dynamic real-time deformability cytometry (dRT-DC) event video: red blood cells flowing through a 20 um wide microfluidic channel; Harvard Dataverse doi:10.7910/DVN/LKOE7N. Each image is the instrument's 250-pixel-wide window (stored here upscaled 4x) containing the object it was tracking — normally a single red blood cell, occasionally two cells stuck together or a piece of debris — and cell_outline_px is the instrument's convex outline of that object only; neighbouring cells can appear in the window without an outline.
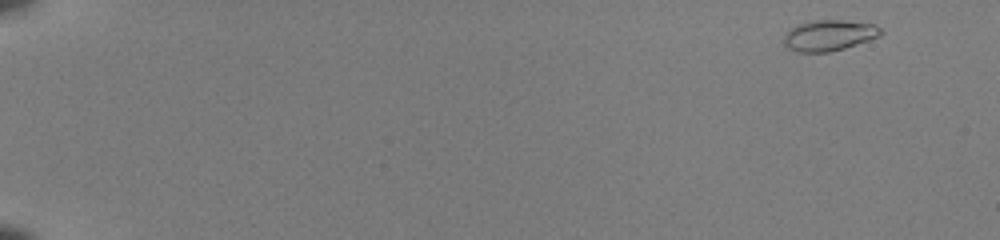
{"species": "common noctule bat (a hibernating species)", "species_latin": "Nyctalus noctula", "temperature_condition": "room temperature", "stored_images_in_passage": 49, "camera_frame_rate_fps": 3000, "um_per_image_px": 0.085, "animal": {"sex": "female", "body_mass_g": 22.0, "forearm_length_mm": 56.7}, "frame": {"image": 1, "passage_image": 1, "time_ms": 0.0, "image_size_px": [1000, 240], "cell_outline_px": [[884, 32], [880, 36], [844, 48], [828, 52], [800, 52], [788, 48], [784, 44], [784, 36], [796, 24], [812, 20], [840, 20], [876, 24]], "centroid_in_image_um": [70.48, 2.99], "position_along_channel_um": 14.5, "area_um2": 17.34}}
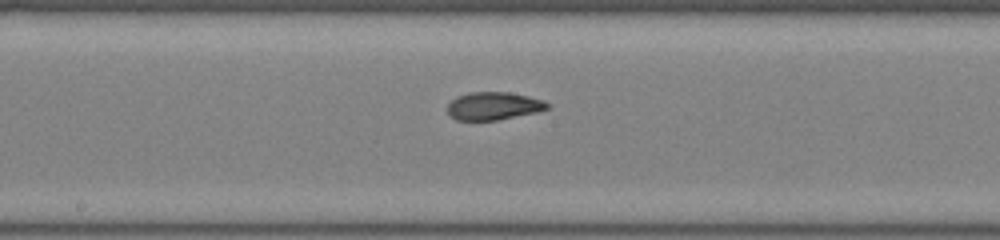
{"frame": {"image": 2, "passage_image": 28, "time_ms": 9.0, "image_size_px": [1000, 240], "cell_outline_px": [[548, 108], [536, 112], [496, 120], [456, 120], [448, 112], [448, 104], [456, 96], [468, 92], [508, 92], [528, 96], [544, 100], [548, 104]], "centroid_in_image_um": [41.93, 8.99], "position_along_channel_um": 206.3, "area_um2": 16.07}}
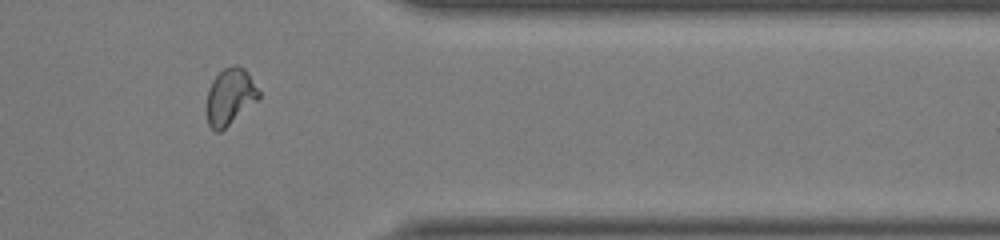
{"frame": {"image": 3, "passage_image": 42, "time_ms": 13.667, "image_size_px": [1000, 240], "cell_outline_px": [[260, 96], [256, 100], [220, 132], [216, 132], [208, 124], [208, 88], [212, 80], [224, 68], [236, 64], [244, 68], [260, 92]], "centroid_in_image_um": [19.54, 8.19], "position_along_channel_um": 391.9, "area_um2": 16.59}, "authors_computed_cell_mechanics": {"area_um2": 16.5308, "velocity_mm_per_s": 4.1031, "shape_relaxation_time_tau1_ms": 9.2826, "shape_relaxation_time_tau2_ms": 1.1414, "deformation_change_tau1": 0.2885, "deformation_change_tau2": 0.0594}}